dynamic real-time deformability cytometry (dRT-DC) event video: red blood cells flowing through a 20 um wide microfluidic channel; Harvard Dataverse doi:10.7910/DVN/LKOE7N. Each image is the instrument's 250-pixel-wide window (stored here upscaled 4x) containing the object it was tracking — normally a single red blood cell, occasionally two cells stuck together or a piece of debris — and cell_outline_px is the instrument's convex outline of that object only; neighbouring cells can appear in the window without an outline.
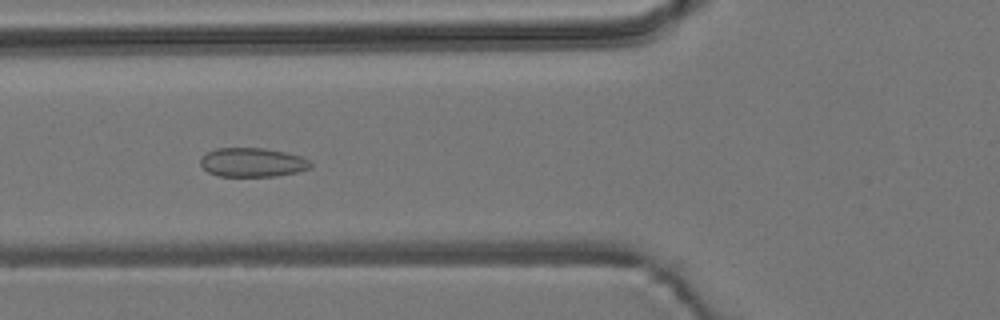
{"species": "common noctule bat (a hibernating species)", "species_latin": "Nyctalus noctula", "temperature_condition": "room temperature", "stored_images_in_passage": 54, "camera_frame_rate_fps": 3000, "um_per_image_px": 0.085, "animal": {"sex": "male", "body_mass_g": 19.2, "forearm_length_mm": 51.8}, "frame": {"image": 1, "passage_image": 20, "time_ms": 6.333, "image_size_px": [1000, 320], "cell_outline_px": [[312, 168], [296, 172], [276, 176], [220, 176], [208, 172], [200, 164], [200, 160], [208, 152], [216, 148], [264, 148], [284, 152], [300, 156], [308, 160], [312, 164]], "centroid_in_image_um": [21.47, 13.8], "position_along_channel_um": 104.3, "area_um2": 18.5}}
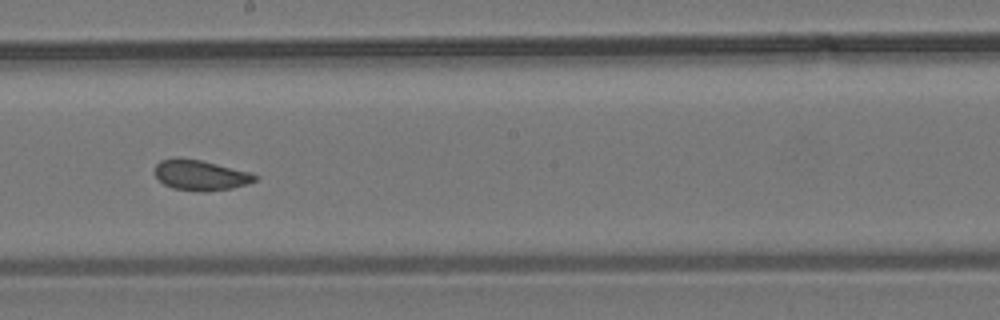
{"frame": {"image": 2, "passage_image": 30, "time_ms": 9.667, "image_size_px": [1000, 320], "cell_outline_px": [[256, 180], [248, 184], [232, 188], [204, 192], [200, 192], [172, 188], [164, 184], [152, 172], [156, 164], [160, 160], [176, 156], [200, 160], [252, 172], [256, 176]], "centroid_in_image_um": [17.0, 14.88], "position_along_channel_um": 231.2, "area_um2": 18.03}}
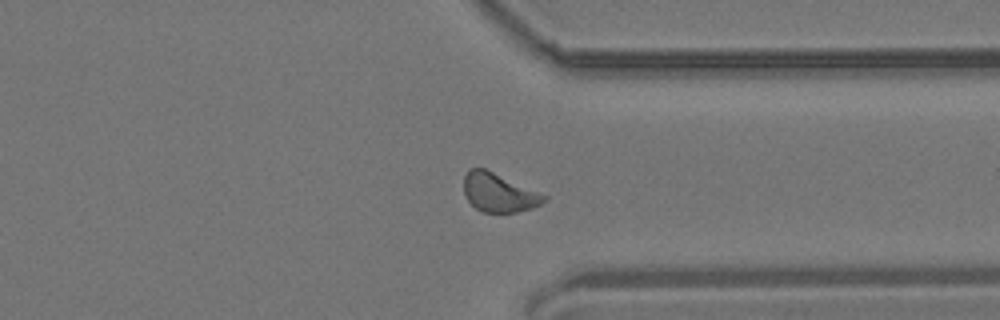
{"frame": {"image": 3, "passage_image": 41, "time_ms": 13.333, "image_size_px": [1000, 320], "cell_outline_px": [[548, 200], [532, 208], [516, 212], [484, 212], [476, 208], [468, 200], [464, 192], [464, 176], [468, 168], [484, 168], [548, 196]], "centroid_in_image_um": [42.4, 16.37], "position_along_channel_um": 369.0, "area_um2": 17.92}, "authors_computed_cell_mechanics": {"area_um2": 18.0625, "velocity_mm_per_s": 3.804, "shape_relaxation_time_tau1_ms": null, "shape_relaxation_time_tau2_ms": 1.069, "deformation_change_tau1": null, "deformation_change_tau2": 0.0543}}